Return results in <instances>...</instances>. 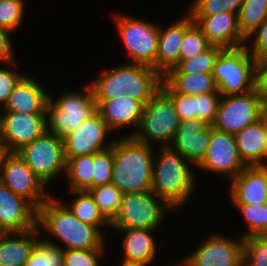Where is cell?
Wrapping results in <instances>:
<instances>
[{
    "label": "cell",
    "instance_id": "cell-2",
    "mask_svg": "<svg viewBox=\"0 0 267 266\" xmlns=\"http://www.w3.org/2000/svg\"><path fill=\"white\" fill-rule=\"evenodd\" d=\"M160 148L154 155L151 191L177 210L191 200L197 177L190 168L192 164L179 152L170 146Z\"/></svg>",
    "mask_w": 267,
    "mask_h": 266
},
{
    "label": "cell",
    "instance_id": "cell-18",
    "mask_svg": "<svg viewBox=\"0 0 267 266\" xmlns=\"http://www.w3.org/2000/svg\"><path fill=\"white\" fill-rule=\"evenodd\" d=\"M162 80L151 66L131 62L120 64L121 94L125 92L144 106L160 90Z\"/></svg>",
    "mask_w": 267,
    "mask_h": 266
},
{
    "label": "cell",
    "instance_id": "cell-43",
    "mask_svg": "<svg viewBox=\"0 0 267 266\" xmlns=\"http://www.w3.org/2000/svg\"><path fill=\"white\" fill-rule=\"evenodd\" d=\"M248 41H252L250 45ZM244 46L256 60L267 58V18L245 37Z\"/></svg>",
    "mask_w": 267,
    "mask_h": 266
},
{
    "label": "cell",
    "instance_id": "cell-24",
    "mask_svg": "<svg viewBox=\"0 0 267 266\" xmlns=\"http://www.w3.org/2000/svg\"><path fill=\"white\" fill-rule=\"evenodd\" d=\"M50 95L32 76L25 75L15 86L2 112L46 113Z\"/></svg>",
    "mask_w": 267,
    "mask_h": 266
},
{
    "label": "cell",
    "instance_id": "cell-27",
    "mask_svg": "<svg viewBox=\"0 0 267 266\" xmlns=\"http://www.w3.org/2000/svg\"><path fill=\"white\" fill-rule=\"evenodd\" d=\"M124 233L123 255L121 256L127 262H141L151 264L157 255V244L155 243L153 229H125L116 230Z\"/></svg>",
    "mask_w": 267,
    "mask_h": 266
},
{
    "label": "cell",
    "instance_id": "cell-5",
    "mask_svg": "<svg viewBox=\"0 0 267 266\" xmlns=\"http://www.w3.org/2000/svg\"><path fill=\"white\" fill-rule=\"evenodd\" d=\"M82 92H64L47 106V131L63 138L74 132L85 120L97 112V104L90 84L83 85Z\"/></svg>",
    "mask_w": 267,
    "mask_h": 266
},
{
    "label": "cell",
    "instance_id": "cell-52",
    "mask_svg": "<svg viewBox=\"0 0 267 266\" xmlns=\"http://www.w3.org/2000/svg\"><path fill=\"white\" fill-rule=\"evenodd\" d=\"M264 128H265V131H266V139H267V120L265 118H264Z\"/></svg>",
    "mask_w": 267,
    "mask_h": 266
},
{
    "label": "cell",
    "instance_id": "cell-19",
    "mask_svg": "<svg viewBox=\"0 0 267 266\" xmlns=\"http://www.w3.org/2000/svg\"><path fill=\"white\" fill-rule=\"evenodd\" d=\"M211 45L234 49L245 45V37L239 30L235 13L222 12L212 16H192Z\"/></svg>",
    "mask_w": 267,
    "mask_h": 266
},
{
    "label": "cell",
    "instance_id": "cell-10",
    "mask_svg": "<svg viewBox=\"0 0 267 266\" xmlns=\"http://www.w3.org/2000/svg\"><path fill=\"white\" fill-rule=\"evenodd\" d=\"M262 117L263 103L253 89L244 94L222 95L212 126L216 130L235 135Z\"/></svg>",
    "mask_w": 267,
    "mask_h": 266
},
{
    "label": "cell",
    "instance_id": "cell-31",
    "mask_svg": "<svg viewBox=\"0 0 267 266\" xmlns=\"http://www.w3.org/2000/svg\"><path fill=\"white\" fill-rule=\"evenodd\" d=\"M223 48L211 45L193 58L180 61L167 74H212L214 64Z\"/></svg>",
    "mask_w": 267,
    "mask_h": 266
},
{
    "label": "cell",
    "instance_id": "cell-28",
    "mask_svg": "<svg viewBox=\"0 0 267 266\" xmlns=\"http://www.w3.org/2000/svg\"><path fill=\"white\" fill-rule=\"evenodd\" d=\"M163 80L181 94L198 96L211 92H219L212 74H166Z\"/></svg>",
    "mask_w": 267,
    "mask_h": 266
},
{
    "label": "cell",
    "instance_id": "cell-11",
    "mask_svg": "<svg viewBox=\"0 0 267 266\" xmlns=\"http://www.w3.org/2000/svg\"><path fill=\"white\" fill-rule=\"evenodd\" d=\"M245 167L237 150L235 136L214 128L206 155L197 168L214 172L230 182Z\"/></svg>",
    "mask_w": 267,
    "mask_h": 266
},
{
    "label": "cell",
    "instance_id": "cell-16",
    "mask_svg": "<svg viewBox=\"0 0 267 266\" xmlns=\"http://www.w3.org/2000/svg\"><path fill=\"white\" fill-rule=\"evenodd\" d=\"M213 129L212 125L197 118L180 120L170 147L196 168L206 155Z\"/></svg>",
    "mask_w": 267,
    "mask_h": 266
},
{
    "label": "cell",
    "instance_id": "cell-42",
    "mask_svg": "<svg viewBox=\"0 0 267 266\" xmlns=\"http://www.w3.org/2000/svg\"><path fill=\"white\" fill-rule=\"evenodd\" d=\"M106 249L62 250L63 266H101L100 259Z\"/></svg>",
    "mask_w": 267,
    "mask_h": 266
},
{
    "label": "cell",
    "instance_id": "cell-26",
    "mask_svg": "<svg viewBox=\"0 0 267 266\" xmlns=\"http://www.w3.org/2000/svg\"><path fill=\"white\" fill-rule=\"evenodd\" d=\"M235 136L237 150L246 166L267 165V139L264 117L246 126Z\"/></svg>",
    "mask_w": 267,
    "mask_h": 266
},
{
    "label": "cell",
    "instance_id": "cell-44",
    "mask_svg": "<svg viewBox=\"0 0 267 266\" xmlns=\"http://www.w3.org/2000/svg\"><path fill=\"white\" fill-rule=\"evenodd\" d=\"M15 60L5 63L4 67L0 68V107L2 108L8 100L11 92L18 84V82L25 76V74H21L18 71L16 72L12 66H16ZM11 67H10V66Z\"/></svg>",
    "mask_w": 267,
    "mask_h": 266
},
{
    "label": "cell",
    "instance_id": "cell-8",
    "mask_svg": "<svg viewBox=\"0 0 267 266\" xmlns=\"http://www.w3.org/2000/svg\"><path fill=\"white\" fill-rule=\"evenodd\" d=\"M130 15H116L117 32L131 63L152 66L159 44V25Z\"/></svg>",
    "mask_w": 267,
    "mask_h": 266
},
{
    "label": "cell",
    "instance_id": "cell-15",
    "mask_svg": "<svg viewBox=\"0 0 267 266\" xmlns=\"http://www.w3.org/2000/svg\"><path fill=\"white\" fill-rule=\"evenodd\" d=\"M109 130L106 122L96 112L85 120L74 132L63 137L65 159L78 155L93 154L112 146V141H106Z\"/></svg>",
    "mask_w": 267,
    "mask_h": 266
},
{
    "label": "cell",
    "instance_id": "cell-29",
    "mask_svg": "<svg viewBox=\"0 0 267 266\" xmlns=\"http://www.w3.org/2000/svg\"><path fill=\"white\" fill-rule=\"evenodd\" d=\"M94 153L78 155L66 160L65 176L68 190L88 191L92 188Z\"/></svg>",
    "mask_w": 267,
    "mask_h": 266
},
{
    "label": "cell",
    "instance_id": "cell-13",
    "mask_svg": "<svg viewBox=\"0 0 267 266\" xmlns=\"http://www.w3.org/2000/svg\"><path fill=\"white\" fill-rule=\"evenodd\" d=\"M2 170L4 186L29 200L37 209L51 196L46 192V185L16 152L8 155Z\"/></svg>",
    "mask_w": 267,
    "mask_h": 266
},
{
    "label": "cell",
    "instance_id": "cell-48",
    "mask_svg": "<svg viewBox=\"0 0 267 266\" xmlns=\"http://www.w3.org/2000/svg\"><path fill=\"white\" fill-rule=\"evenodd\" d=\"M119 265L120 266H151L150 264H145V263H141V262H127L124 260H122Z\"/></svg>",
    "mask_w": 267,
    "mask_h": 266
},
{
    "label": "cell",
    "instance_id": "cell-53",
    "mask_svg": "<svg viewBox=\"0 0 267 266\" xmlns=\"http://www.w3.org/2000/svg\"><path fill=\"white\" fill-rule=\"evenodd\" d=\"M18 1H21V2H23V3H27V2H25L26 0H18Z\"/></svg>",
    "mask_w": 267,
    "mask_h": 266
},
{
    "label": "cell",
    "instance_id": "cell-9",
    "mask_svg": "<svg viewBox=\"0 0 267 266\" xmlns=\"http://www.w3.org/2000/svg\"><path fill=\"white\" fill-rule=\"evenodd\" d=\"M16 153L46 186L62 172L65 174L66 159L63 138L52 132L45 131Z\"/></svg>",
    "mask_w": 267,
    "mask_h": 266
},
{
    "label": "cell",
    "instance_id": "cell-50",
    "mask_svg": "<svg viewBox=\"0 0 267 266\" xmlns=\"http://www.w3.org/2000/svg\"><path fill=\"white\" fill-rule=\"evenodd\" d=\"M168 266H188V264H187L186 261L183 259V260H181L178 264L168 265Z\"/></svg>",
    "mask_w": 267,
    "mask_h": 266
},
{
    "label": "cell",
    "instance_id": "cell-4",
    "mask_svg": "<svg viewBox=\"0 0 267 266\" xmlns=\"http://www.w3.org/2000/svg\"><path fill=\"white\" fill-rule=\"evenodd\" d=\"M180 117L172 99L160 90L144 106L136 131L129 132L126 137L135 141L162 147L170 146L177 133Z\"/></svg>",
    "mask_w": 267,
    "mask_h": 266
},
{
    "label": "cell",
    "instance_id": "cell-35",
    "mask_svg": "<svg viewBox=\"0 0 267 266\" xmlns=\"http://www.w3.org/2000/svg\"><path fill=\"white\" fill-rule=\"evenodd\" d=\"M240 211L247 225L243 238L253 235H267V203L264 204H234Z\"/></svg>",
    "mask_w": 267,
    "mask_h": 266
},
{
    "label": "cell",
    "instance_id": "cell-46",
    "mask_svg": "<svg viewBox=\"0 0 267 266\" xmlns=\"http://www.w3.org/2000/svg\"><path fill=\"white\" fill-rule=\"evenodd\" d=\"M11 34L12 32L0 27V62L4 64L16 60Z\"/></svg>",
    "mask_w": 267,
    "mask_h": 266
},
{
    "label": "cell",
    "instance_id": "cell-7",
    "mask_svg": "<svg viewBox=\"0 0 267 266\" xmlns=\"http://www.w3.org/2000/svg\"><path fill=\"white\" fill-rule=\"evenodd\" d=\"M256 61L245 46L223 49L215 61L212 73L220 94L230 96L252 91Z\"/></svg>",
    "mask_w": 267,
    "mask_h": 266
},
{
    "label": "cell",
    "instance_id": "cell-17",
    "mask_svg": "<svg viewBox=\"0 0 267 266\" xmlns=\"http://www.w3.org/2000/svg\"><path fill=\"white\" fill-rule=\"evenodd\" d=\"M38 209L6 186L0 187V233L37 227Z\"/></svg>",
    "mask_w": 267,
    "mask_h": 266
},
{
    "label": "cell",
    "instance_id": "cell-36",
    "mask_svg": "<svg viewBox=\"0 0 267 266\" xmlns=\"http://www.w3.org/2000/svg\"><path fill=\"white\" fill-rule=\"evenodd\" d=\"M243 0H193L187 12L191 16H212L222 12L238 15Z\"/></svg>",
    "mask_w": 267,
    "mask_h": 266
},
{
    "label": "cell",
    "instance_id": "cell-23",
    "mask_svg": "<svg viewBox=\"0 0 267 266\" xmlns=\"http://www.w3.org/2000/svg\"><path fill=\"white\" fill-rule=\"evenodd\" d=\"M95 101L97 112L111 132L130 126L136 131L144 108L140 101L132 99L125 92L116 99Z\"/></svg>",
    "mask_w": 267,
    "mask_h": 266
},
{
    "label": "cell",
    "instance_id": "cell-34",
    "mask_svg": "<svg viewBox=\"0 0 267 266\" xmlns=\"http://www.w3.org/2000/svg\"><path fill=\"white\" fill-rule=\"evenodd\" d=\"M95 100L116 99L121 94L120 64L107 71H102L97 78L89 83Z\"/></svg>",
    "mask_w": 267,
    "mask_h": 266
},
{
    "label": "cell",
    "instance_id": "cell-40",
    "mask_svg": "<svg viewBox=\"0 0 267 266\" xmlns=\"http://www.w3.org/2000/svg\"><path fill=\"white\" fill-rule=\"evenodd\" d=\"M62 263V250L41 238L25 266H63Z\"/></svg>",
    "mask_w": 267,
    "mask_h": 266
},
{
    "label": "cell",
    "instance_id": "cell-22",
    "mask_svg": "<svg viewBox=\"0 0 267 266\" xmlns=\"http://www.w3.org/2000/svg\"><path fill=\"white\" fill-rule=\"evenodd\" d=\"M161 89L172 99L180 120L197 118L210 125L214 123L222 96L220 92L198 96L181 94L175 92L164 80H162Z\"/></svg>",
    "mask_w": 267,
    "mask_h": 266
},
{
    "label": "cell",
    "instance_id": "cell-1",
    "mask_svg": "<svg viewBox=\"0 0 267 266\" xmlns=\"http://www.w3.org/2000/svg\"><path fill=\"white\" fill-rule=\"evenodd\" d=\"M65 201L50 196L39 208L37 217V226L40 231L45 233L42 239L59 247L66 249H106L105 234L98 227L84 223L76 218L69 208L64 204ZM47 236V238H46ZM50 237L62 242L59 245ZM105 244V245H104Z\"/></svg>",
    "mask_w": 267,
    "mask_h": 266
},
{
    "label": "cell",
    "instance_id": "cell-21",
    "mask_svg": "<svg viewBox=\"0 0 267 266\" xmlns=\"http://www.w3.org/2000/svg\"><path fill=\"white\" fill-rule=\"evenodd\" d=\"M233 204L267 203V165L246 166L229 184Z\"/></svg>",
    "mask_w": 267,
    "mask_h": 266
},
{
    "label": "cell",
    "instance_id": "cell-38",
    "mask_svg": "<svg viewBox=\"0 0 267 266\" xmlns=\"http://www.w3.org/2000/svg\"><path fill=\"white\" fill-rule=\"evenodd\" d=\"M243 266H267V235L244 238Z\"/></svg>",
    "mask_w": 267,
    "mask_h": 266
},
{
    "label": "cell",
    "instance_id": "cell-37",
    "mask_svg": "<svg viewBox=\"0 0 267 266\" xmlns=\"http://www.w3.org/2000/svg\"><path fill=\"white\" fill-rule=\"evenodd\" d=\"M211 44L195 22L185 31L179 52V62L195 57Z\"/></svg>",
    "mask_w": 267,
    "mask_h": 266
},
{
    "label": "cell",
    "instance_id": "cell-47",
    "mask_svg": "<svg viewBox=\"0 0 267 266\" xmlns=\"http://www.w3.org/2000/svg\"><path fill=\"white\" fill-rule=\"evenodd\" d=\"M10 153L6 143L0 137V169L4 166L5 160Z\"/></svg>",
    "mask_w": 267,
    "mask_h": 266
},
{
    "label": "cell",
    "instance_id": "cell-33",
    "mask_svg": "<svg viewBox=\"0 0 267 266\" xmlns=\"http://www.w3.org/2000/svg\"><path fill=\"white\" fill-rule=\"evenodd\" d=\"M237 17L239 30L246 37L267 18V0H243Z\"/></svg>",
    "mask_w": 267,
    "mask_h": 266
},
{
    "label": "cell",
    "instance_id": "cell-32",
    "mask_svg": "<svg viewBox=\"0 0 267 266\" xmlns=\"http://www.w3.org/2000/svg\"><path fill=\"white\" fill-rule=\"evenodd\" d=\"M88 191L94 198L100 212L111 222L120 209L124 195L122 191L113 183L99 185Z\"/></svg>",
    "mask_w": 267,
    "mask_h": 266
},
{
    "label": "cell",
    "instance_id": "cell-6",
    "mask_svg": "<svg viewBox=\"0 0 267 266\" xmlns=\"http://www.w3.org/2000/svg\"><path fill=\"white\" fill-rule=\"evenodd\" d=\"M173 211L151 190L126 193L123 195L117 215L110 222V228L112 230H157L162 225L167 212Z\"/></svg>",
    "mask_w": 267,
    "mask_h": 266
},
{
    "label": "cell",
    "instance_id": "cell-51",
    "mask_svg": "<svg viewBox=\"0 0 267 266\" xmlns=\"http://www.w3.org/2000/svg\"><path fill=\"white\" fill-rule=\"evenodd\" d=\"M4 185V181H3V170L0 169V187H2Z\"/></svg>",
    "mask_w": 267,
    "mask_h": 266
},
{
    "label": "cell",
    "instance_id": "cell-41",
    "mask_svg": "<svg viewBox=\"0 0 267 266\" xmlns=\"http://www.w3.org/2000/svg\"><path fill=\"white\" fill-rule=\"evenodd\" d=\"M113 163L112 147L94 153L92 188L112 183Z\"/></svg>",
    "mask_w": 267,
    "mask_h": 266
},
{
    "label": "cell",
    "instance_id": "cell-25",
    "mask_svg": "<svg viewBox=\"0 0 267 266\" xmlns=\"http://www.w3.org/2000/svg\"><path fill=\"white\" fill-rule=\"evenodd\" d=\"M37 227L20 232L0 233V266H25L43 237Z\"/></svg>",
    "mask_w": 267,
    "mask_h": 266
},
{
    "label": "cell",
    "instance_id": "cell-14",
    "mask_svg": "<svg viewBox=\"0 0 267 266\" xmlns=\"http://www.w3.org/2000/svg\"><path fill=\"white\" fill-rule=\"evenodd\" d=\"M45 131L46 113L1 112L0 137L10 152L19 151Z\"/></svg>",
    "mask_w": 267,
    "mask_h": 266
},
{
    "label": "cell",
    "instance_id": "cell-45",
    "mask_svg": "<svg viewBox=\"0 0 267 266\" xmlns=\"http://www.w3.org/2000/svg\"><path fill=\"white\" fill-rule=\"evenodd\" d=\"M254 89L262 103L267 101V58L258 59L255 66Z\"/></svg>",
    "mask_w": 267,
    "mask_h": 266
},
{
    "label": "cell",
    "instance_id": "cell-12",
    "mask_svg": "<svg viewBox=\"0 0 267 266\" xmlns=\"http://www.w3.org/2000/svg\"><path fill=\"white\" fill-rule=\"evenodd\" d=\"M237 240L217 233L208 235L184 260L188 266H243L244 238Z\"/></svg>",
    "mask_w": 267,
    "mask_h": 266
},
{
    "label": "cell",
    "instance_id": "cell-49",
    "mask_svg": "<svg viewBox=\"0 0 267 266\" xmlns=\"http://www.w3.org/2000/svg\"><path fill=\"white\" fill-rule=\"evenodd\" d=\"M263 117L267 120V101L263 103Z\"/></svg>",
    "mask_w": 267,
    "mask_h": 266
},
{
    "label": "cell",
    "instance_id": "cell-3",
    "mask_svg": "<svg viewBox=\"0 0 267 266\" xmlns=\"http://www.w3.org/2000/svg\"><path fill=\"white\" fill-rule=\"evenodd\" d=\"M112 183L123 194L151 190L155 151L153 146L125 135L114 138Z\"/></svg>",
    "mask_w": 267,
    "mask_h": 266
},
{
    "label": "cell",
    "instance_id": "cell-39",
    "mask_svg": "<svg viewBox=\"0 0 267 266\" xmlns=\"http://www.w3.org/2000/svg\"><path fill=\"white\" fill-rule=\"evenodd\" d=\"M26 3L18 0H0V27L14 32L23 24Z\"/></svg>",
    "mask_w": 267,
    "mask_h": 266
},
{
    "label": "cell",
    "instance_id": "cell-20",
    "mask_svg": "<svg viewBox=\"0 0 267 266\" xmlns=\"http://www.w3.org/2000/svg\"><path fill=\"white\" fill-rule=\"evenodd\" d=\"M187 12L183 18L164 28L159 25V44L155 63L151 66L162 77L179 63V52L185 31L193 24Z\"/></svg>",
    "mask_w": 267,
    "mask_h": 266
},
{
    "label": "cell",
    "instance_id": "cell-30",
    "mask_svg": "<svg viewBox=\"0 0 267 266\" xmlns=\"http://www.w3.org/2000/svg\"><path fill=\"white\" fill-rule=\"evenodd\" d=\"M69 192L74 195L75 199L68 204L66 202L64 204L76 218L84 223L101 228V231L104 227H110V222L100 212L89 191L69 190Z\"/></svg>",
    "mask_w": 267,
    "mask_h": 266
}]
</instances>
